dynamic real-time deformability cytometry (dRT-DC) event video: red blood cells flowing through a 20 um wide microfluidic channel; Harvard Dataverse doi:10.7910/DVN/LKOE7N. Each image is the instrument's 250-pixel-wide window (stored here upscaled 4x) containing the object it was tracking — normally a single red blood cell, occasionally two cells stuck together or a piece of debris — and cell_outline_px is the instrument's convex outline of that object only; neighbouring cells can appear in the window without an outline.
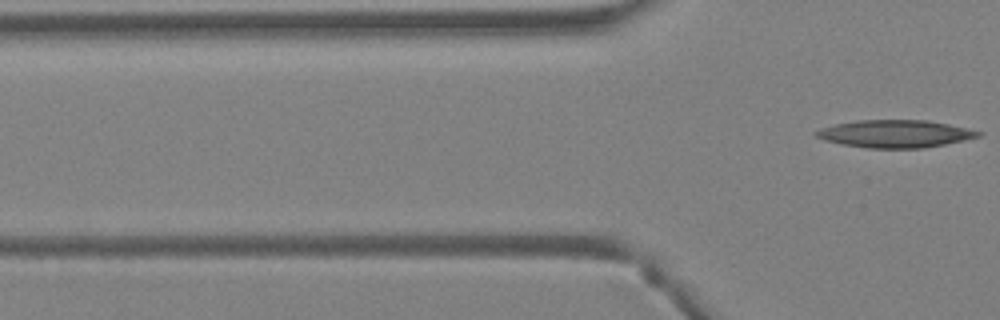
{"species": "Egyptian fruit bat (a non-hibernating species)", "species_latin": "Rousettus aegyptiacus", "temperature_condition": "warm", "stored_images_in_passage": 2, "camera_frame_rate_fps": 3000, "um_per_image_px": 0.085, "animal": {"sex": "female"}, "frame": {"image": 1, "passage_image": 2, "time_ms": 0.333, "image_size_px": [1000, 320], "cell_outline_px": [[984, 136], [924, 148], [868, 148], [844, 144], [824, 140], [816, 136], [812, 132], [820, 128], [836, 124], [856, 120], [928, 120], [968, 128], [984, 132]], "centroid_in_image_um": [76.12, 11.36], "position_along_channel_um": 49.7, "area_um2": 26.13}}